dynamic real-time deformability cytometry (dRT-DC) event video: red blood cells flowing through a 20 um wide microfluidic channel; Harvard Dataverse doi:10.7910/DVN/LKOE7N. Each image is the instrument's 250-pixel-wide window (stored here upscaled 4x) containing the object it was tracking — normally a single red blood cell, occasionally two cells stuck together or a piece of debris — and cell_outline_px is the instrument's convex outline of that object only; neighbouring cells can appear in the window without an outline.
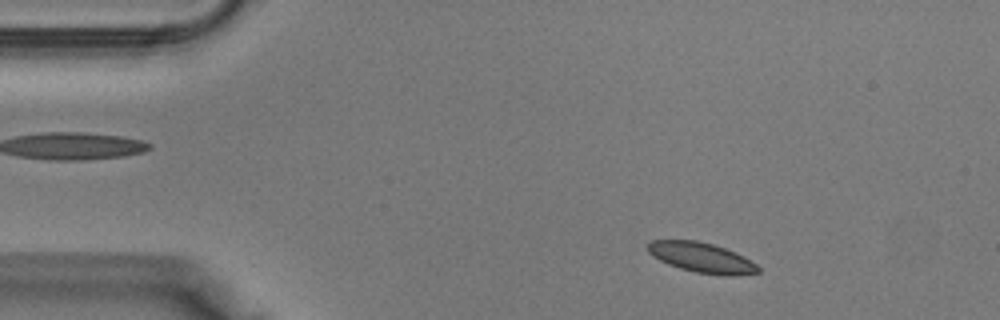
{"species": "Egyptian fruit bat (a non-hibernating species)", "species_latin": "Rousettus aegyptiacus", "temperature_condition": "warm", "stored_images_in_passage": 37, "camera_frame_rate_fps": 3000, "um_per_image_px": 0.085, "animal": {"sex": "male"}, "frame": {"image": 1, "passage_image": 3, "time_ms": 0.667, "image_size_px": [1000, 320], "cell_outline_px": [[760, 272], [732, 276], [724, 276], [696, 272], [680, 268], [668, 264], [652, 256], [648, 252], [648, 244], [652, 240], [696, 240], [712, 244], [724, 248], [744, 256], [756, 264], [760, 268]], "centroid_in_image_um": [59.64, 21.9], "position_along_channel_um": 25.4, "area_um2": 19.25}}
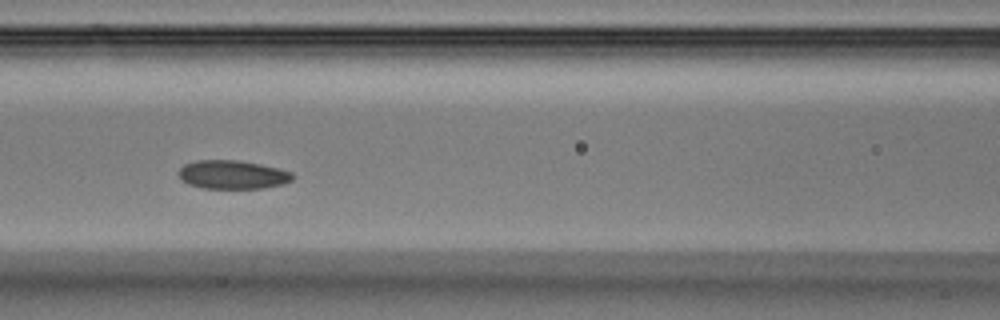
{"frame": {"image": 2, "passage_image": 14, "time_ms": 4.333, "image_size_px": [1000, 320], "cell_outline_px": [[296, 176], [292, 180], [284, 184], [264, 188], [200, 188], [188, 184], [180, 176], [180, 168], [184, 164], [196, 160], [236, 160], [260, 164], [292, 172]], "centroid_in_image_um": [19.8, 14.85], "position_along_channel_um": 146.8, "area_um2": 18.96}}
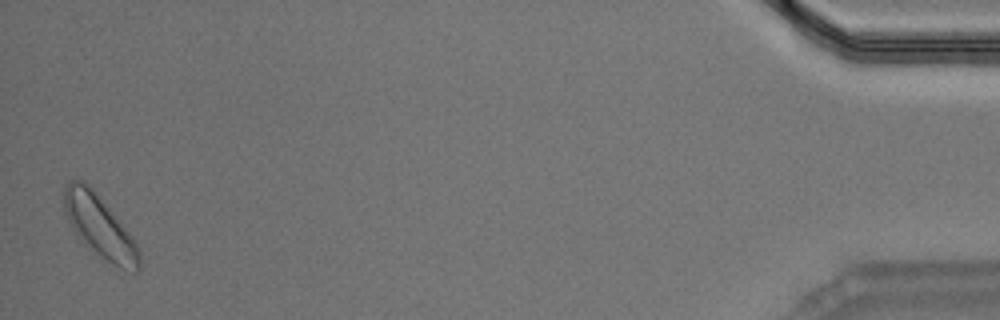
{"frame": {"image": 3, "passage_image": 36, "time_ms": 11.667, "image_size_px": [1000, 320], "cell_outline_px": [[140, 268], [136, 272], [132, 272], [120, 268], [84, 244], [80, 240], [72, 228], [68, 220], [64, 208], [64, 188], [68, 180], [84, 180], [88, 184], [132, 236], [140, 248]], "centroid_in_image_um": [8.47, 19.25], "position_along_channel_um": 426.7, "area_um2": 26.7}}